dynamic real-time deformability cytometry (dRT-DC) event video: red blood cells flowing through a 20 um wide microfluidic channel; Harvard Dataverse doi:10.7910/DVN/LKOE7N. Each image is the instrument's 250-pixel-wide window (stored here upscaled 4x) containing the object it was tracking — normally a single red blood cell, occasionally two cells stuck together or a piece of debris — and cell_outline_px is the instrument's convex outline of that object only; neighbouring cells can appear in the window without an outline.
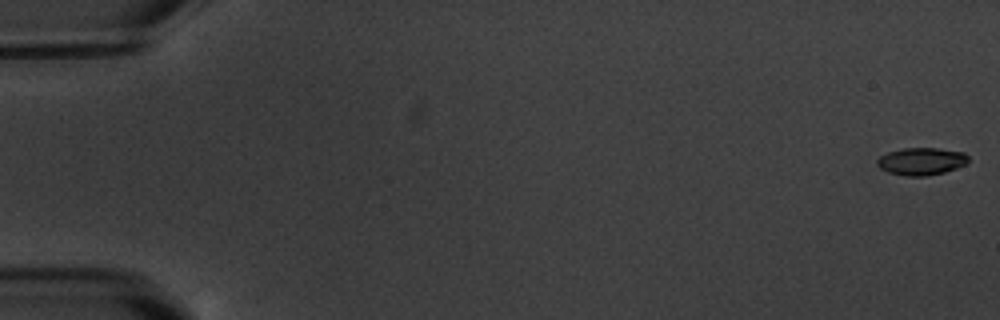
{"species": "common noctule bat (a hibernating species)", "species_latin": "Nyctalus noctula", "temperature_condition": "warm", "stored_images_in_passage": 5, "camera_frame_rate_fps": 3000, "um_per_image_px": 0.085, "animal": {"sex": "male", "body_mass_g": 20.1, "forearm_length_mm": 53.5}, "frame": {"image": 1, "passage_image": 1, "time_ms": 0.0, "image_size_px": [1000, 320], "cell_outline_px": [[968, 164], [944, 172], [928, 176], [908, 176], [888, 172], [880, 168], [876, 164], [876, 160], [880, 156], [888, 152], [904, 148], [936, 148], [964, 152], [968, 156]], "centroid_in_image_um": [78.32, 13.71], "position_along_channel_um": 6.7, "area_um2": 14.62}}
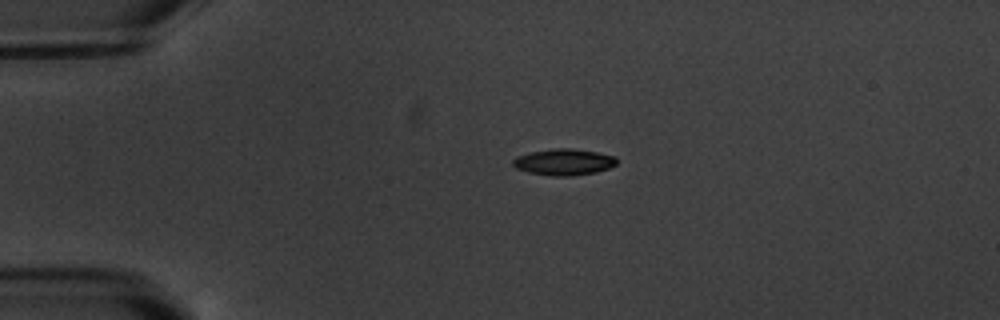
{"frame": {"image": 2, "passage_image": 4, "time_ms": 4.333, "image_size_px": [1000, 320], "cell_outline_px": [[616, 164], [608, 168], [596, 172], [572, 176], [552, 176], [528, 172], [516, 168], [512, 164], [512, 160], [516, 156], [528, 152], [552, 148], [572, 148], [596, 152], [616, 156]], "centroid_in_image_um": [47.89, 13.76], "position_along_channel_um": 37.1, "area_um2": 16.07}}